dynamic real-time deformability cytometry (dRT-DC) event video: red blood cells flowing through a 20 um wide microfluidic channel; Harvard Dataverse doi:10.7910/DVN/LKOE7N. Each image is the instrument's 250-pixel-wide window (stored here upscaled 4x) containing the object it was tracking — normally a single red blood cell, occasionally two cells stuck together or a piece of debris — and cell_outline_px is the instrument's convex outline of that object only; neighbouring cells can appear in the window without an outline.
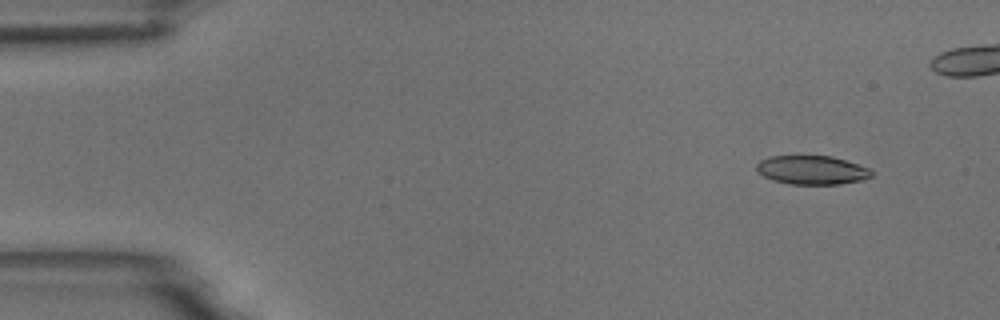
{"species": "common noctule bat (a hibernating species)", "species_latin": "Nyctalus noctula", "temperature_condition": "room temperature", "stored_images_in_passage": 5, "camera_frame_rate_fps": 3000, "um_per_image_px": 0.085, "animal": {"sex": "male", "body_mass_g": 18.8}, "frame": {"image": 1, "passage_image": 1, "time_ms": 0.0, "image_size_px": [1000, 320], "cell_outline_px": [[872, 176], [864, 180], [840, 184], [788, 184], [772, 180], [764, 176], [756, 168], [756, 164], [760, 160], [768, 156], [832, 156], [868, 168], [872, 172]], "centroid_in_image_um": [69.0, 14.46], "position_along_channel_um": 16.0, "area_um2": 19.25}}